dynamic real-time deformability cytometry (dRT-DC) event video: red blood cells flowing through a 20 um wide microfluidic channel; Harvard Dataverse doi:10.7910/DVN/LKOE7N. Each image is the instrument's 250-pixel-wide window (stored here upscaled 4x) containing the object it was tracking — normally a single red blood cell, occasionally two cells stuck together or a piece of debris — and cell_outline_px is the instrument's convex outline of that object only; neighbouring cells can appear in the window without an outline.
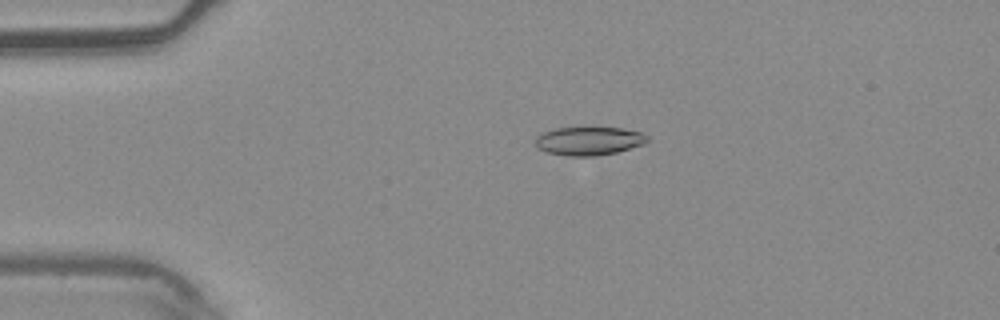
{"species": "common noctule bat (a hibernating species)", "species_latin": "Nyctalus noctula", "temperature_condition": "warm", "stored_images_in_passage": 4, "camera_frame_rate_fps": 3000, "um_per_image_px": 0.085, "animal": {"sex": "male", "body_mass_g": 20.4}, "frame": {"image": 1, "passage_image": 3, "time_ms": 0.667, "image_size_px": [1000, 320], "cell_outline_px": [[648, 140], [644, 144], [616, 152], [596, 156], [568, 156], [548, 152], [536, 148], [536, 136], [544, 132], [556, 128], [624, 128], [640, 132], [648, 136]], "centroid_in_image_um": [50.06, 11.98], "position_along_channel_um": 34.9, "area_um2": 18.44}}